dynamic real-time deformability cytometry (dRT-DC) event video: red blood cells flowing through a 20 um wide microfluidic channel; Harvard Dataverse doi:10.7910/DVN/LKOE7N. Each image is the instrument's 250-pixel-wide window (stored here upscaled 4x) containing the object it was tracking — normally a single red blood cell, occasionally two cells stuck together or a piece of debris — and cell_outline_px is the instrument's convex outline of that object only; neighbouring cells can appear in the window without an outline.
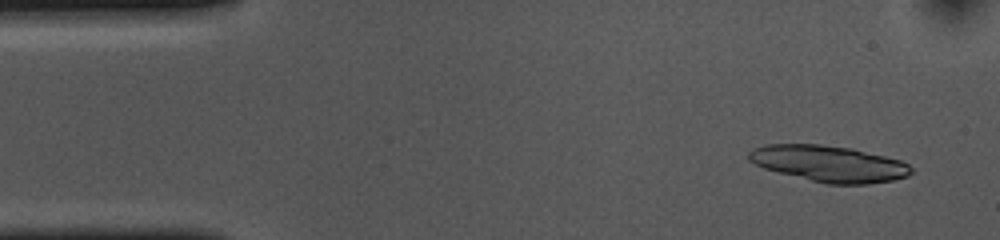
{"species": "common noctule bat (a hibernating species)", "species_latin": "Nyctalus noctula", "temperature_condition": "cold", "stored_images_in_passage": 25, "camera_frame_rate_fps": 3000, "um_per_image_px": 0.085, "animal": {"sex": "female", "body_mass_g": 10.0, "forearm_length_mm": 53.1}, "frame": {"image": 1, "passage_image": 1, "time_ms": 0.0, "image_size_px": [1000, 240], "cell_outline_px": [[912, 172], [908, 176], [892, 180], [868, 184], [828, 184], [764, 168], [748, 160], [748, 152], [756, 148], [768, 144], [820, 144], [852, 148], [900, 160], [908, 164], [912, 168]], "centroid_in_image_um": [70.49, 13.9], "position_along_channel_um": 14.5, "area_um2": 33.93}}
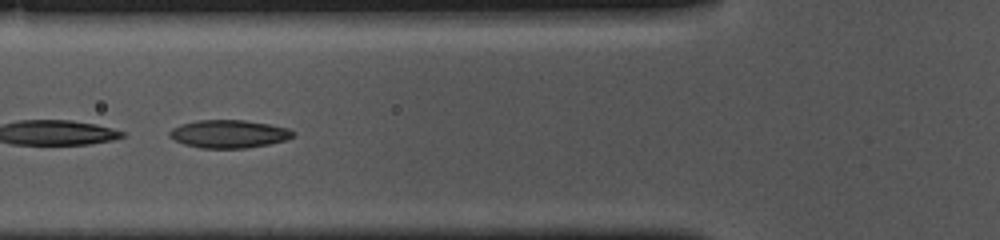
{"frame": {"image": 2, "passage_image": 16, "time_ms": 5.0, "image_size_px": [1000, 240], "cell_outline_px": [[296, 132], [288, 140], [268, 144], [244, 148], [200, 148], [184, 144], [168, 136], [168, 132], [172, 128], [180, 124], [196, 120], [244, 120], [268, 124], [288, 128]], "centroid_in_image_um": [19.44, 11.38], "position_along_channel_um": 106.4, "area_um2": 20.17}}